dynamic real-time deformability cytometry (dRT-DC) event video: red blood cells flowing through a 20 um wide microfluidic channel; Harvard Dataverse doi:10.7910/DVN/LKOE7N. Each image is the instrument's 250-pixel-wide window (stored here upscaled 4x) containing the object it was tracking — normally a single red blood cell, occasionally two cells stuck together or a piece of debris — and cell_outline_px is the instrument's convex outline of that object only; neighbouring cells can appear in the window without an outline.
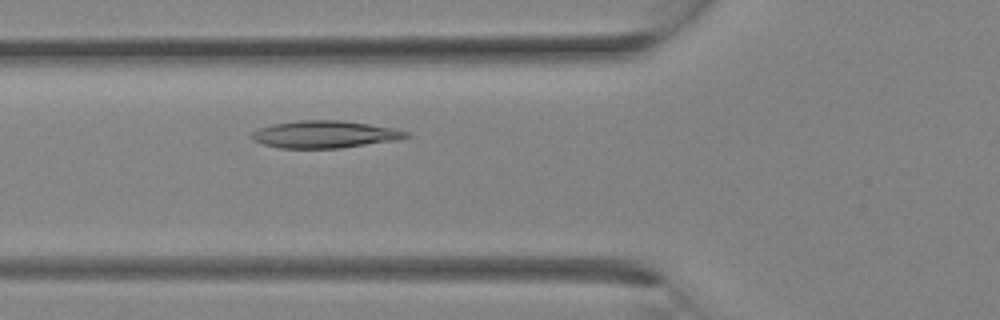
{"species": "Egyptian fruit bat (a non-hibernating species)", "species_latin": "Rousettus aegyptiacus", "temperature_condition": "room temperature", "stored_images_in_passage": 2, "camera_frame_rate_fps": 3000, "um_per_image_px": 0.085, "animal": {"sex": "female"}, "frame": {"image": 1, "passage_image": 2, "time_ms": 0.333, "image_size_px": [1000, 320], "cell_outline_px": [[412, 136], [396, 140], [340, 148], [280, 148], [264, 144], [252, 140], [248, 136], [252, 132], [260, 128], [272, 124], [300, 120], [340, 120], [396, 128], [408, 132]], "centroid_in_image_um": [27.6, 11.42], "position_along_channel_um": 98.2, "area_um2": 24.57}}